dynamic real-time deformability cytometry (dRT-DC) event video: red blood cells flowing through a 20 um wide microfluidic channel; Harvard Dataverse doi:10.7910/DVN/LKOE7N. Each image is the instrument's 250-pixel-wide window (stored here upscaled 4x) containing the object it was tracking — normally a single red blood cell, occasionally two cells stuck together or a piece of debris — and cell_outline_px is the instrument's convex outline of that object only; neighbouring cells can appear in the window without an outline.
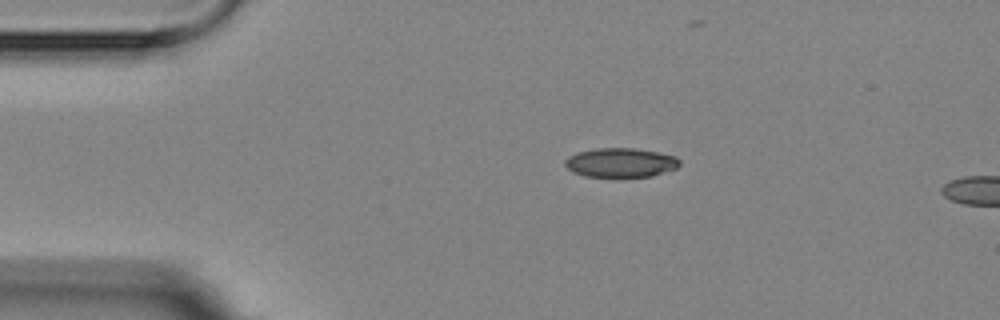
{"species": "Egyptian fruit bat (a non-hibernating species)", "species_latin": "Rousettus aegyptiacus", "temperature_condition": "room temperature", "stored_images_in_passage": 5, "camera_frame_rate_fps": 3000, "um_per_image_px": 0.085, "animal": {"sex": "female"}, "frame": {"image": 1, "passage_image": 5, "time_ms": 4.667, "image_size_px": [1000, 320], "cell_outline_px": [[680, 164], [676, 168], [652, 176], [584, 176], [572, 172], [564, 164], [564, 160], [568, 156], [580, 152], [596, 148], [636, 148], [676, 156], [680, 160]], "centroid_in_image_um": [52.75, 13.81], "position_along_channel_um": 32.3, "area_um2": 19.36}}